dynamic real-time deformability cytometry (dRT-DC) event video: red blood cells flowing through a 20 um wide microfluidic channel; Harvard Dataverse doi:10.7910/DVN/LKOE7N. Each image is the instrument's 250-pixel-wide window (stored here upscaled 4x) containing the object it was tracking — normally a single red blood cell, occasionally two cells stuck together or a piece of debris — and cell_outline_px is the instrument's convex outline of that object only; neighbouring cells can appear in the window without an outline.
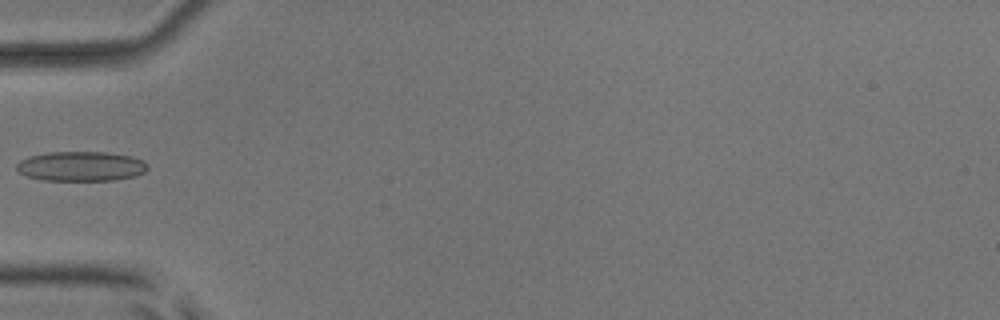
{"species": "common noctule bat (a hibernating species)", "species_latin": "Nyctalus noctula", "temperature_condition": "room temperature", "stored_images_in_passage": 6, "camera_frame_rate_fps": 3000, "um_per_image_px": 0.085, "animal": {"sex": "male", "body_mass_g": 17.9, "forearm_length_mm": 54.2}, "frame": {"image": 1, "passage_image": 6, "time_ms": 1.667, "image_size_px": [1000, 320], "cell_outline_px": [[148, 168], [144, 172], [136, 176], [116, 180], [44, 180], [28, 176], [20, 172], [16, 168], [16, 164], [20, 160], [28, 156], [48, 152], [104, 152], [132, 156], [144, 160], [148, 164]], "centroid_in_image_um": [6.92, 14.13], "position_along_channel_um": 78.1, "area_um2": 22.77}}